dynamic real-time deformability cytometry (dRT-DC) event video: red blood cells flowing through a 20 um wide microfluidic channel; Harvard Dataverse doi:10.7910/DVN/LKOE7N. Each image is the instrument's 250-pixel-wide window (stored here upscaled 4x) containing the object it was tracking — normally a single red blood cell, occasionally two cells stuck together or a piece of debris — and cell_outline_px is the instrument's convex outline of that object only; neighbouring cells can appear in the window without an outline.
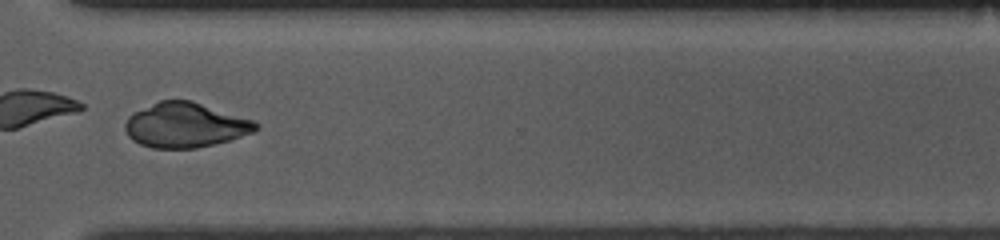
{"species": "common noctule bat (a hibernating species)", "species_latin": "Nyctalus noctula", "temperature_condition": "room temperature", "stored_images_in_passage": 42, "camera_frame_rate_fps": 3000, "um_per_image_px": 0.085, "animal": {"sex": "female", "body_mass_g": 10.0, "forearm_length_mm": 53.1}, "frame": {"image": 1, "passage_image": 30, "time_ms": 9.667, "image_size_px": [1000, 240], "cell_outline_px": [[260, 128], [252, 132], [228, 140], [196, 148], [152, 148], [140, 144], [132, 140], [128, 136], [124, 128], [124, 124], [128, 116], [132, 112], [160, 100], [192, 100], [252, 120], [260, 124]], "centroid_in_image_um": [15.7, 10.63], "position_along_channel_um": 354.9, "area_um2": 34.04}}